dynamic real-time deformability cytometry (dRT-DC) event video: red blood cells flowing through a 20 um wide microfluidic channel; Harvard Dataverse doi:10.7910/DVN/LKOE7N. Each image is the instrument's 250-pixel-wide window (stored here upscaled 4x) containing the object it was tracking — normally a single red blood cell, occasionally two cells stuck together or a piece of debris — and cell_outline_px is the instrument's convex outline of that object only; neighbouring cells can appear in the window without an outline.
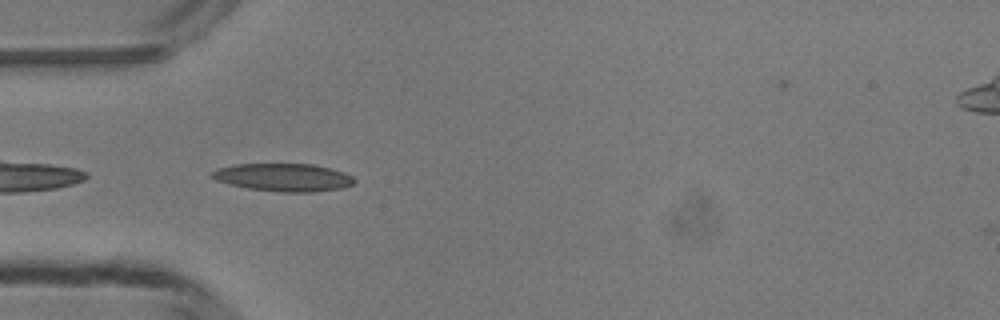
{"species": "common noctule bat (a hibernating species)", "species_latin": "Nyctalus noctula", "temperature_condition": "room temperature", "stored_images_in_passage": 35, "camera_frame_rate_fps": 3000, "um_per_image_px": 0.085, "animal": {"sex": "male", "body_mass_g": 13.3}, "frame": {"image": 1, "passage_image": 1, "time_ms": 0.0, "image_size_px": [1000, 320], "cell_outline_px": [[356, 180], [352, 184], [340, 188], [312, 192], [280, 192], [248, 188], [216, 180], [208, 176], [208, 172], [220, 168], [236, 164], [312, 164], [344, 172], [352, 176]], "centroid_in_image_um": [24.06, 15.07], "position_along_channel_um": 60.9, "area_um2": 22.95}}
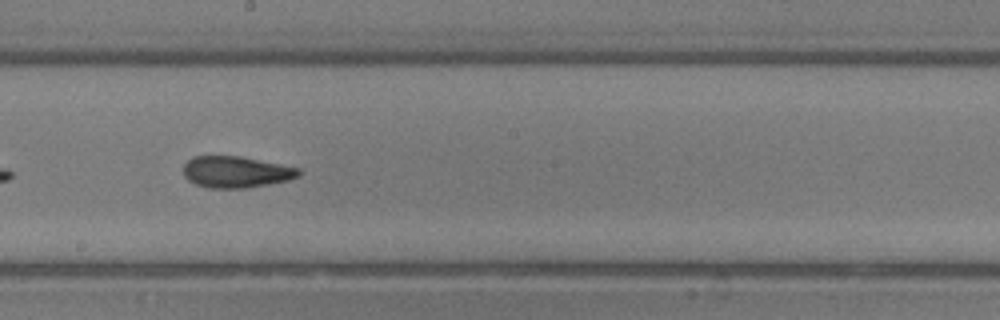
{"frame": {"image": 2, "passage_image": 13, "time_ms": 4.0, "image_size_px": [1000, 320], "cell_outline_px": [[300, 176], [288, 180], [248, 188], [208, 188], [196, 184], [188, 180], [184, 176], [184, 164], [192, 156], [240, 156], [300, 168]], "centroid_in_image_um": [20.05, 14.62], "position_along_channel_um": 228.1, "area_um2": 21.15}}
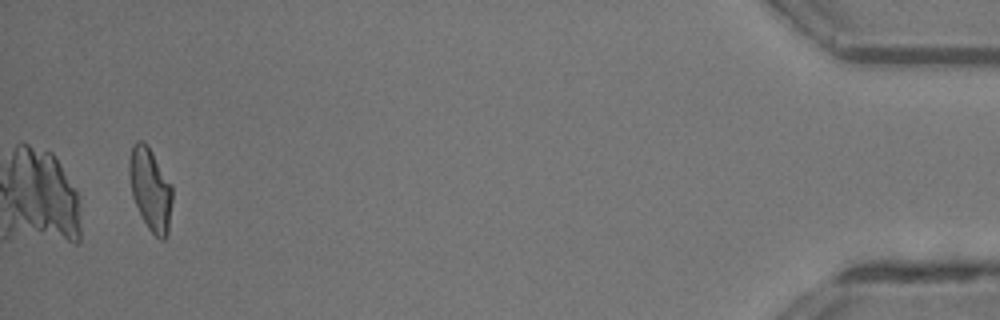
{"frame": {"image": 3, "passage_image": 33, "time_ms": 10.667, "image_size_px": [1000, 320], "cell_outline_px": [[172, 200], [168, 232], [164, 240], [160, 240], [148, 228], [132, 196], [128, 172], [128, 160], [132, 144], [136, 140], [144, 140], [148, 144], [172, 184]], "centroid_in_image_um": [12.77, 16.01], "position_along_channel_um": 422.4, "area_um2": 20.98}, "authors_computed_cell_mechanics": {"area_um2": 21.097, "velocity_mm_per_s": 4.2131, "shape_relaxation_time_tau1_ms": 5.658, "shape_relaxation_time_tau2_ms": 2.4493, "deformation_change_tau1": 0.1718, "deformation_change_tau2": 0.1061}}